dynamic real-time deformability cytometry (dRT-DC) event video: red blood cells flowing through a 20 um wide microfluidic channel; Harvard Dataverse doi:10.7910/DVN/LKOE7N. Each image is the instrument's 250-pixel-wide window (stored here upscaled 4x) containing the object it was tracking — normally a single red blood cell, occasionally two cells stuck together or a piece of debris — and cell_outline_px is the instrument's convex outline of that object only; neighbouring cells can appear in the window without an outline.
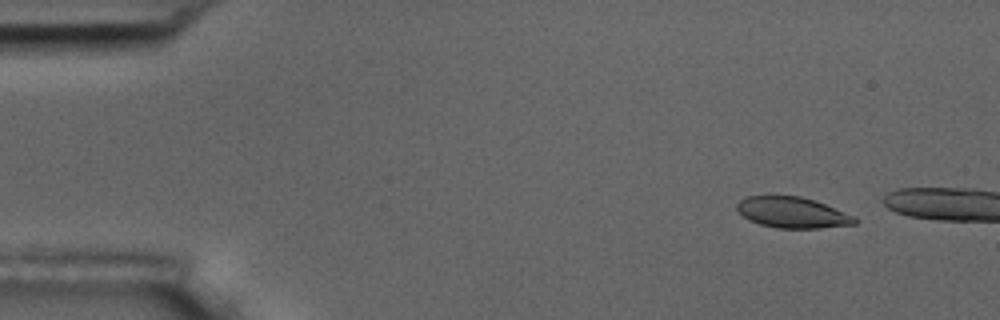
{"species": "common noctule bat (a hibernating species)", "species_latin": "Nyctalus noctula", "temperature_condition": "room temperature", "stored_images_in_passage": 3, "camera_frame_rate_fps": 3000, "um_per_image_px": 0.085, "animal": {"sex": "male", "body_mass_g": 17.5, "forearm_length_mm": 52.3}, "frame": {"image": 1, "passage_image": 2, "time_ms": 1.333, "image_size_px": [1000, 320], "cell_outline_px": [[860, 220], [856, 224], [820, 228], [776, 228], [760, 224], [748, 220], [736, 208], [736, 204], [740, 200], [748, 196], [800, 196], [824, 204], [856, 216]], "centroid_in_image_um": [67.38, 18.08], "position_along_channel_um": 17.6, "area_um2": 21.15}}